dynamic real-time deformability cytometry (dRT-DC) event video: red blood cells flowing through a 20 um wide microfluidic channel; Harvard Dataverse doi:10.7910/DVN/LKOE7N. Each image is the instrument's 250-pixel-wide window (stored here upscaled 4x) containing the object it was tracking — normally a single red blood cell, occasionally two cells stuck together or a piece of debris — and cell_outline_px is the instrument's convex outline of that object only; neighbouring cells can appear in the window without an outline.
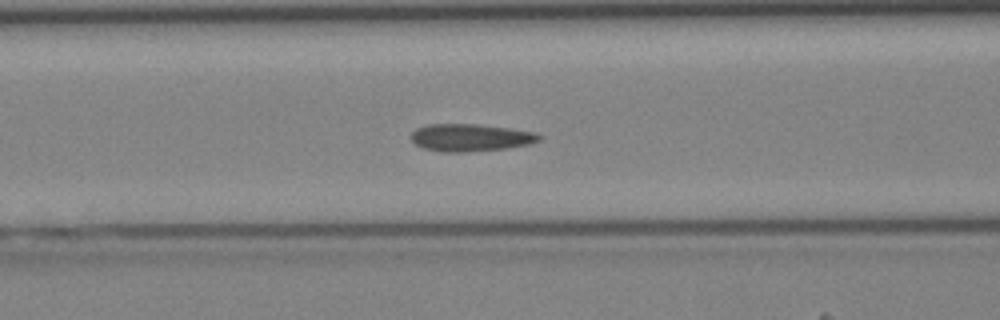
{"species": "Egyptian fruit bat (a non-hibernating species)", "species_latin": "Rousettus aegyptiacus", "temperature_condition": "cold", "stored_images_in_passage": 43, "camera_frame_rate_fps": 3000, "um_per_image_px": 0.085, "animal": {"sex": "female"}, "frame": {"image": 1, "passage_image": 18, "time_ms": 5.667, "image_size_px": [1000, 320], "cell_outline_px": [[544, 136], [540, 140], [532, 144], [504, 148], [464, 152], [440, 152], [424, 148], [416, 144], [412, 140], [412, 132], [416, 128], [428, 124], [476, 124], [512, 128], [536, 132]], "centroid_in_image_um": [40.04, 11.69], "position_along_channel_um": 126.6, "area_um2": 20.58}}
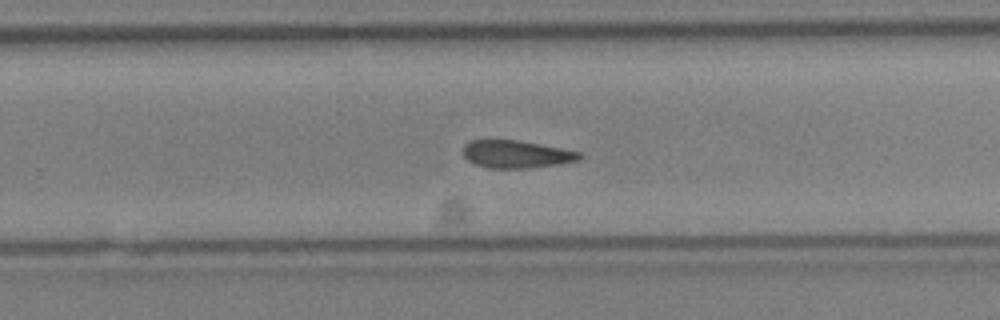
{"frame": {"image": 2, "passage_image": 28, "time_ms": 9.0, "image_size_px": [1000, 320], "cell_outline_px": [[584, 156], [580, 160], [560, 164], [532, 168], [488, 168], [476, 164], [468, 160], [464, 156], [464, 144], [472, 140], [516, 140], [540, 144], [580, 152]], "centroid_in_image_um": [43.92, 13.11], "position_along_channel_um": 285.9, "area_um2": 18.73}}
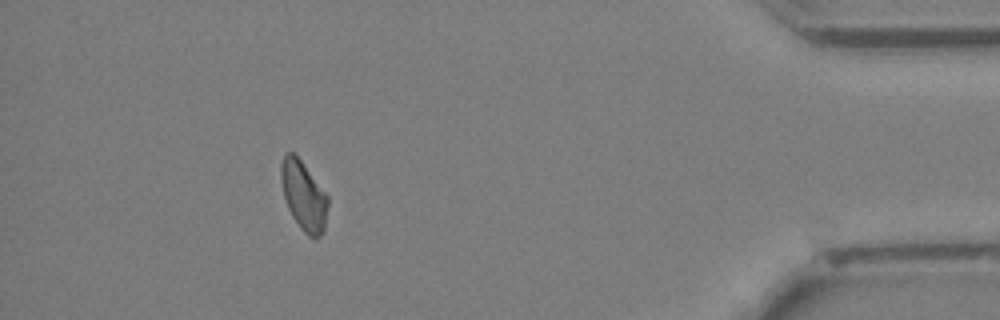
{"frame": {"image": 3, "passage_image": 39, "time_ms": 12.667, "image_size_px": [1000, 320], "cell_outline_px": [[328, 204], [324, 232], [316, 240], [308, 236], [300, 228], [292, 216], [288, 208], [284, 196], [280, 176], [280, 164], [284, 152], [292, 152], [300, 160], [328, 196]], "centroid_in_image_um": [25.8, 16.67], "position_along_channel_um": 409.4, "area_um2": 18.9}}